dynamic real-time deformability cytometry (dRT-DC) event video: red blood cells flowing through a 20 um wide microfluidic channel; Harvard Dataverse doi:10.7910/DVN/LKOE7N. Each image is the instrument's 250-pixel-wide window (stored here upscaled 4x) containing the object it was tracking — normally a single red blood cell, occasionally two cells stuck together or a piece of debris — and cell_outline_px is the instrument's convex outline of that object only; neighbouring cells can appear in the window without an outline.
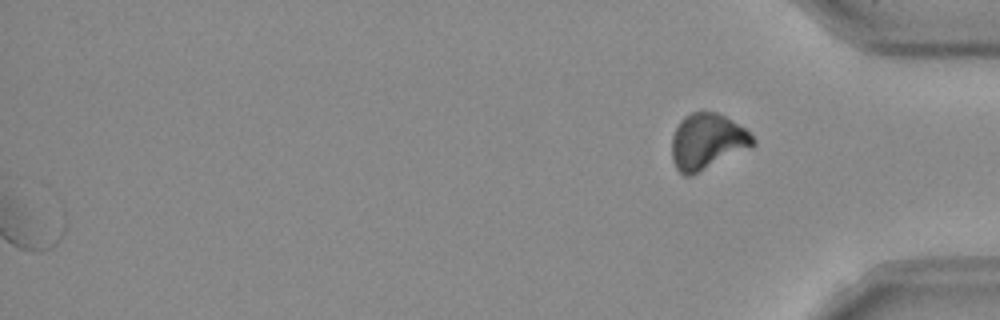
{"species": "Egyptian fruit bat (a non-hibernating species)", "species_latin": "Rousettus aegyptiacus", "temperature_condition": "room temperature", "stored_images_in_passage": 52, "segment_of_instrument_passage": [2, 2], "camera_frame_rate_fps": 3000, "um_per_image_px": 0.085, "frame": {"image": 1, "passage_image": 52, "time_ms": 17.0, "image_size_px": [1000, 320], "cell_outline_px": [[756, 144], [752, 148], [692, 176], [684, 176], [676, 168], [672, 160], [672, 136], [680, 120], [684, 116], [692, 112], [716, 112], [732, 120], [744, 128], [756, 140]], "centroid_in_image_um": [60.12, 12.06], "position_along_channel_um": 375.1, "area_um2": 26.7}}